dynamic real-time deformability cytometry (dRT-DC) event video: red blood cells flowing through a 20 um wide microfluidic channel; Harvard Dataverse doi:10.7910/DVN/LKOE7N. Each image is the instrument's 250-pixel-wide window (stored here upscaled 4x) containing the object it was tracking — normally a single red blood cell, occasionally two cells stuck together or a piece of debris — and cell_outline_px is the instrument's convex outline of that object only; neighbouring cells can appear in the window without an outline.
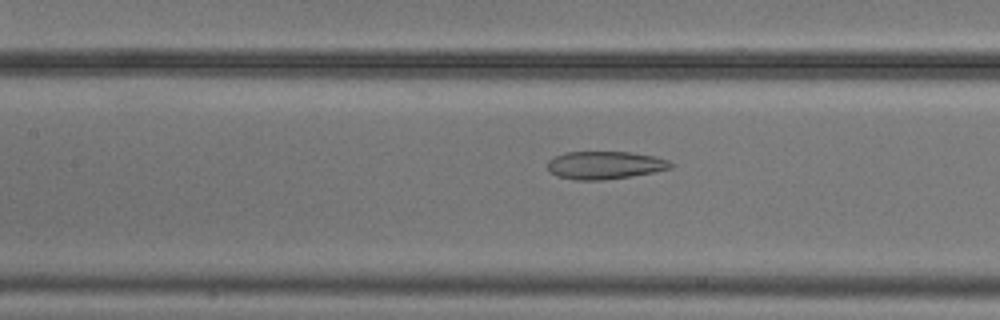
{"species": "common noctule bat (a hibernating species)", "species_latin": "Nyctalus noctula", "temperature_condition": "cold", "stored_images_in_passage": 53, "camera_frame_rate_fps": 3000, "um_per_image_px": 0.085, "animal": {"sex": "male", "body_mass_g": 20.5, "forearm_length_mm": 52.5}, "frame": {"image": 1, "passage_image": 22, "time_ms": 7.0, "image_size_px": [1000, 320], "cell_outline_px": [[672, 168], [652, 172], [604, 180], [576, 180], [556, 176], [548, 172], [548, 160], [564, 152], [628, 152], [652, 156], [668, 160], [672, 164]], "centroid_in_image_um": [51.35, 14.04], "position_along_channel_um": 156.0, "area_um2": 19.83}}
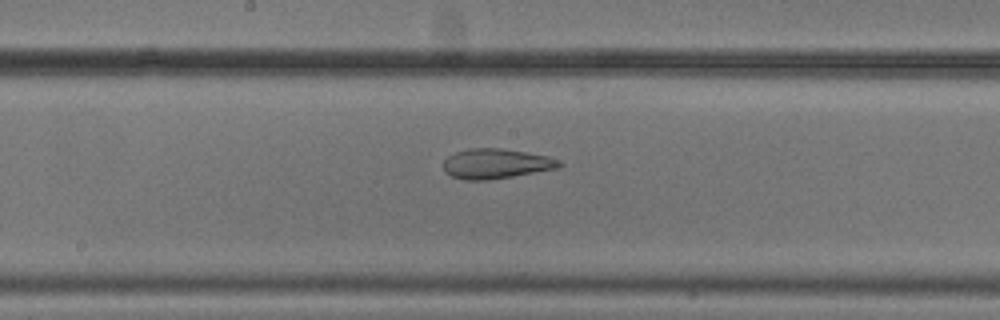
{"frame": {"image": 2, "passage_image": 26, "time_ms": 8.333, "image_size_px": [1000, 320], "cell_outline_px": [[564, 164], [560, 168], [488, 180], [464, 180], [452, 176], [444, 172], [444, 160], [448, 156], [456, 152], [468, 148], [504, 148], [548, 156], [560, 160]], "centroid_in_image_um": [42.18, 13.91], "position_along_channel_um": 206.0, "area_um2": 20.35}}
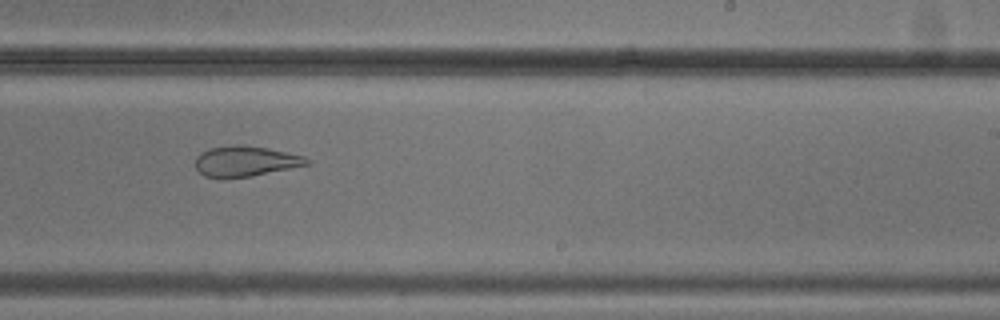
{"frame": {"image": 3, "passage_image": 31, "time_ms": 10.0, "image_size_px": [1000, 320], "cell_outline_px": [[312, 164], [252, 176], [204, 176], [196, 168], [196, 156], [200, 152], [208, 148], [236, 144], [240, 144], [268, 148], [304, 156], [312, 160]], "centroid_in_image_um": [20.92, 13.67], "position_along_channel_um": 268.1, "area_um2": 19.65}}